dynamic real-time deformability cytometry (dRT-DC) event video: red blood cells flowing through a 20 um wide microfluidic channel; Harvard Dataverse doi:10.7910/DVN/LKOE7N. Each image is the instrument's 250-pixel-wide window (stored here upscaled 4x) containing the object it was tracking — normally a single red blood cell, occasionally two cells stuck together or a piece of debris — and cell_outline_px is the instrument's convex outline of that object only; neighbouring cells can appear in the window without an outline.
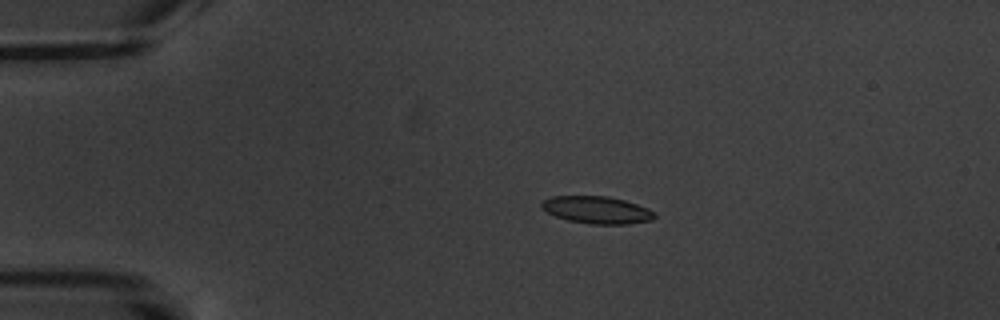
{"species": "common noctule bat (a hibernating species)", "species_latin": "Nyctalus noctula", "temperature_condition": "warm", "stored_images_in_passage": 6, "camera_frame_rate_fps": 3000, "um_per_image_px": 0.085, "animal": {"sex": "male", "body_mass_g": 20.1, "forearm_length_mm": 53.5}, "frame": {"image": 1, "passage_image": 4, "time_ms": 3.667, "image_size_px": [1000, 320], "cell_outline_px": [[656, 216], [652, 220], [628, 224], [588, 224], [568, 220], [556, 216], [548, 212], [540, 204], [544, 200], [552, 196], [608, 196], [624, 200], [648, 208], [656, 212]], "centroid_in_image_um": [50.78, 17.85], "position_along_channel_um": 34.2, "area_um2": 17.92}}